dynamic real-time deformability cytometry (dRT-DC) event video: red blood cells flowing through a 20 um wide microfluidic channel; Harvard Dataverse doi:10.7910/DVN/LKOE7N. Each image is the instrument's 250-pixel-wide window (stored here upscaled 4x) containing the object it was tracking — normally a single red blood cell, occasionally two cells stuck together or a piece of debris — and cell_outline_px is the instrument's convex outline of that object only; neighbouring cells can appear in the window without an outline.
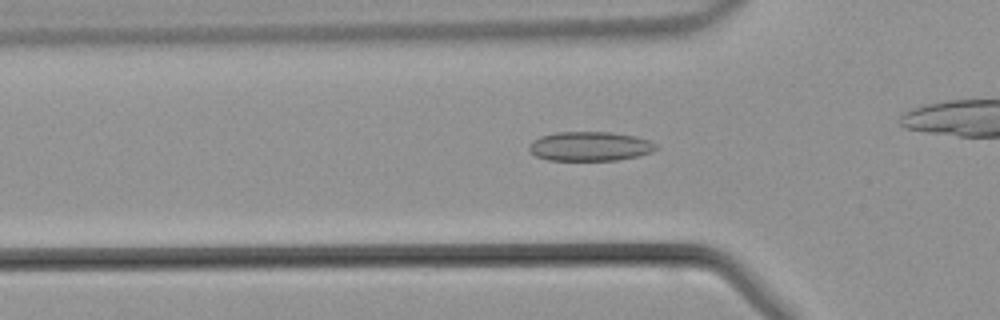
{"species": "common noctule bat (a hibernating species)", "species_latin": "Nyctalus noctula", "temperature_condition": "warm", "stored_images_in_passage": 28, "camera_frame_rate_fps": 3000, "um_per_image_px": 0.085, "animal": {"sex": "male", "body_mass_g": 21.5, "forearm_length_mm": 52.0}, "frame": {"image": 1, "passage_image": 7, "time_ms": 2.0, "image_size_px": [1000, 320], "cell_outline_px": [[660, 148], [652, 152], [640, 156], [616, 160], [548, 160], [536, 156], [528, 148], [528, 144], [532, 140], [540, 136], [556, 132], [608, 132], [636, 136], [648, 140], [656, 144]], "centroid_in_image_um": [50.15, 12.43], "position_along_channel_um": 75.6, "area_um2": 21.85}}
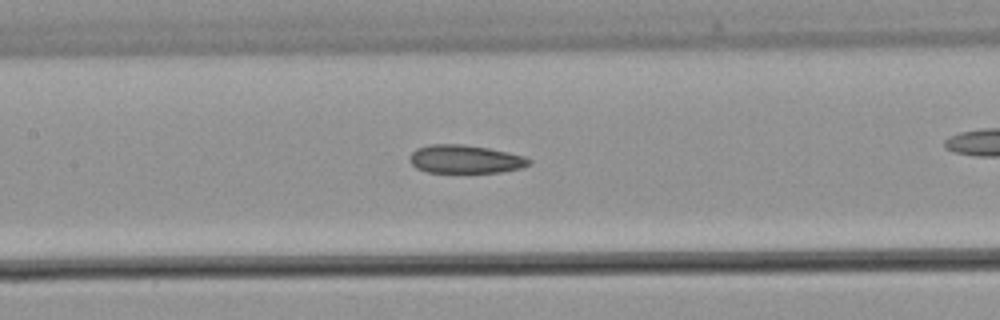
{"frame": {"image": 2, "passage_image": 13, "time_ms": 4.0, "image_size_px": [1000, 320], "cell_outline_px": [[532, 164], [520, 168], [500, 172], [428, 172], [416, 168], [408, 160], [412, 152], [416, 148], [428, 144], [464, 144], [488, 148], [508, 152], [524, 156], [532, 160]], "centroid_in_image_um": [39.54, 13.52], "position_along_channel_um": 167.9, "area_um2": 19.77}}
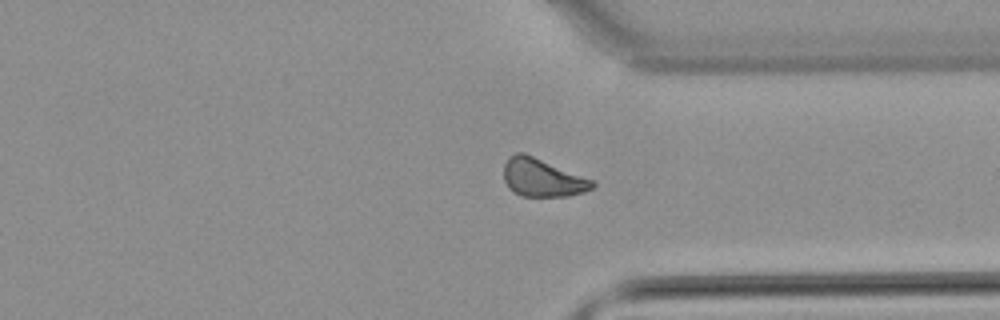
{"frame": {"image": 3, "passage_image": 26, "time_ms": 8.333, "image_size_px": [1000, 320], "cell_outline_px": [[596, 184], [592, 188], [584, 192], [568, 196], [520, 196], [512, 192], [508, 188], [504, 180], [504, 164], [508, 156], [516, 152], [524, 152], [596, 180]], "centroid_in_image_um": [46.11, 15.09], "position_along_channel_um": 365.3, "area_um2": 20.11}}